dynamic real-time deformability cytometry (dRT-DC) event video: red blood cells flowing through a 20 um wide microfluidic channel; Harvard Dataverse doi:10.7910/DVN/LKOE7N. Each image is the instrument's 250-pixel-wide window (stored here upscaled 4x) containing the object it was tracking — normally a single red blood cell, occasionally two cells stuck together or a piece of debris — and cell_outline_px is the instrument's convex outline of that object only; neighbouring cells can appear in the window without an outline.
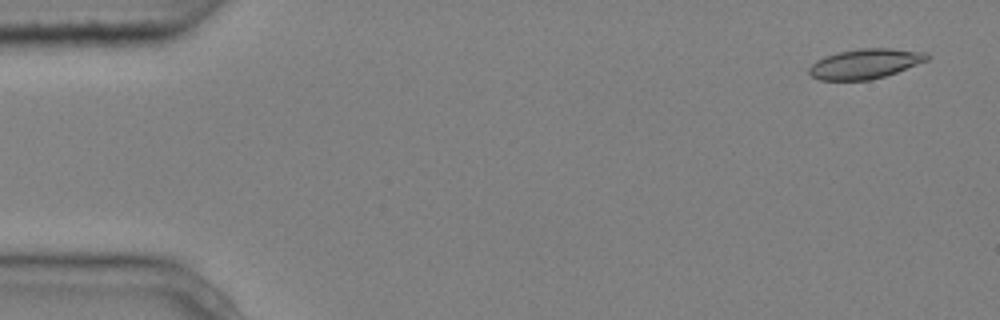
{"species": "common noctule bat (a hibernating species)", "species_latin": "Nyctalus noctula", "temperature_condition": "cold", "stored_images_in_passage": 7, "camera_frame_rate_fps": 3000, "um_per_image_px": 0.085, "animal": {"sex": "male", "body_mass_g": 20.4}, "frame": {"image": 1, "passage_image": 1, "time_ms": 0.0, "image_size_px": [1000, 320], "cell_outline_px": [[932, 56], [928, 60], [896, 72], [872, 80], [820, 80], [812, 76], [808, 72], [808, 68], [816, 60], [824, 56], [840, 52], [860, 48], [892, 48], [924, 52]], "centroid_in_image_um": [73.53, 5.41], "position_along_channel_um": 11.5, "area_um2": 20.52}}
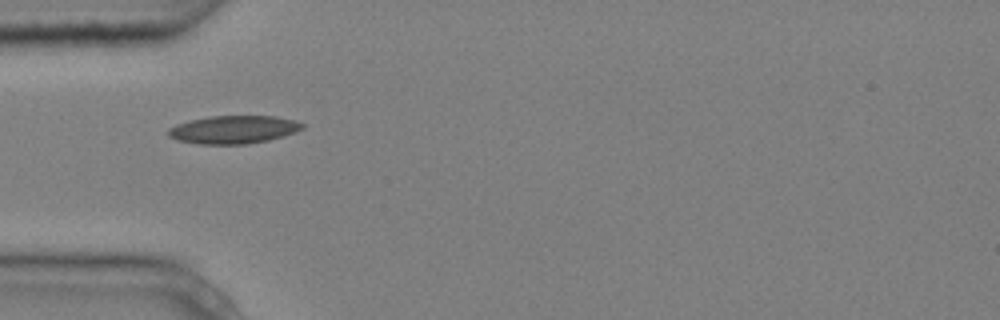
{"frame": {"image": 2, "passage_image": 5, "time_ms": 1.333, "image_size_px": [1000, 320], "cell_outline_px": [[304, 128], [268, 140], [248, 144], [200, 144], [176, 140], [168, 136], [168, 128], [176, 124], [192, 120], [212, 116], [276, 116], [296, 120], [304, 124]], "centroid_in_image_um": [19.83, 11.01], "position_along_channel_um": 65.2, "area_um2": 21.73}}
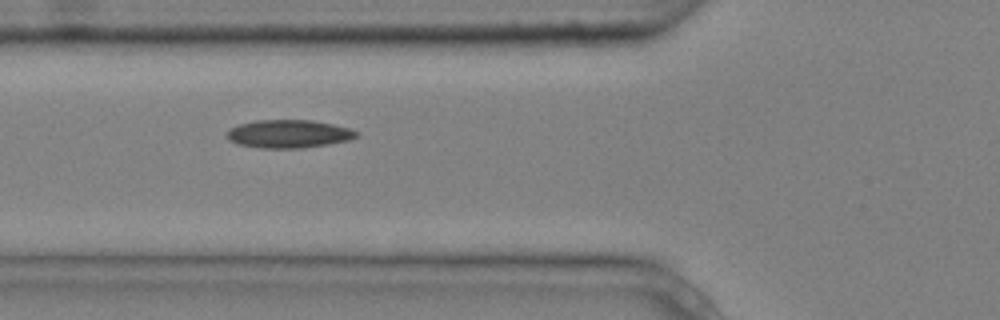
{"frame": {"image": 3, "passage_image": 6, "time_ms": 1.667, "image_size_px": [1000, 320], "cell_outline_px": [[360, 136], [348, 140], [328, 144], [304, 148], [260, 148], [236, 144], [228, 140], [228, 128], [240, 124], [256, 120], [312, 120], [332, 124], [348, 128], [360, 132]], "centroid_in_image_um": [24.54, 11.38], "position_along_channel_um": 101.3, "area_um2": 21.33}}